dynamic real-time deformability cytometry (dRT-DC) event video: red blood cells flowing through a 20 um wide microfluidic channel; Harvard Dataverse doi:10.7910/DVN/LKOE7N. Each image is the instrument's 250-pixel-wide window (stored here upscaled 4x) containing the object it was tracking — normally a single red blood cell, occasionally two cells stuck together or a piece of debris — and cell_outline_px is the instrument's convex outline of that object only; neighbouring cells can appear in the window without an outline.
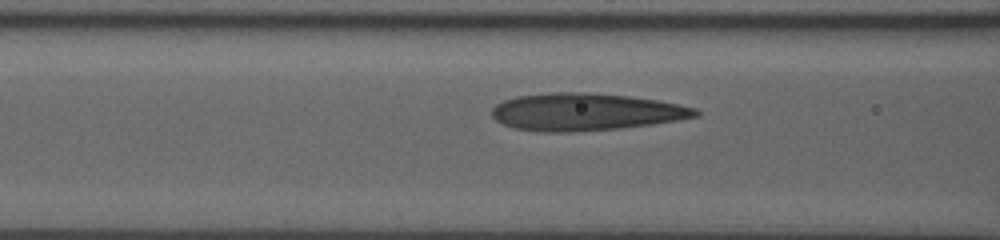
{"species": "human", "species_latin": "Homo sapiens", "temperature_condition": "room temperature", "stored_images_in_passage": 15, "camera_frame_rate_fps": 3000, "um_per_image_px": 0.085, "donor": {"sex": "male"}, "frame": {"image": 1, "passage_image": 13, "time_ms": 4.0, "image_size_px": [1000, 240], "cell_outline_px": [[700, 116], [652, 124], [620, 128], [572, 132], [540, 132], [512, 128], [496, 120], [492, 116], [492, 108], [496, 104], [504, 100], [516, 96], [548, 92], [584, 92], [628, 96], [656, 100], [680, 104], [696, 108], [700, 112]], "centroid_in_image_um": [49.76, 9.51], "position_along_channel_um": 116.8, "area_um2": 44.45}}